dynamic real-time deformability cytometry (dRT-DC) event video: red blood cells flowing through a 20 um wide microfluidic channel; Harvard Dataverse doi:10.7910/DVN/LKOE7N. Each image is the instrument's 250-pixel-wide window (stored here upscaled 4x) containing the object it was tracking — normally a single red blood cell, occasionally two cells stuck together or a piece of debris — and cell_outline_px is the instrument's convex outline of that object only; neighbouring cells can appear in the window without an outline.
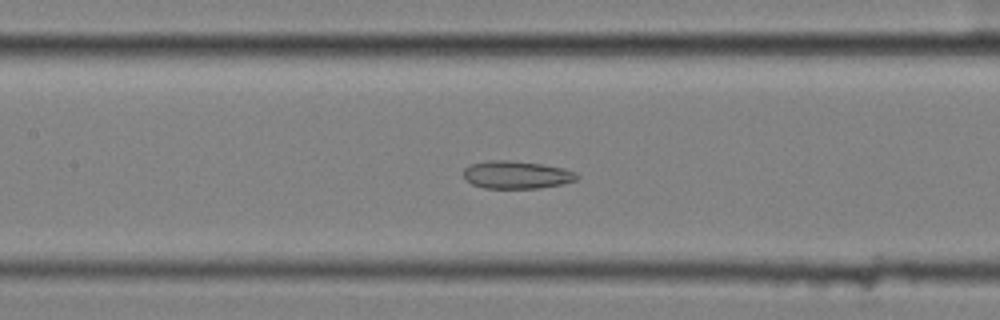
{"species": "common noctule bat (a hibernating species)", "species_latin": "Nyctalus noctula", "temperature_condition": "cold", "stored_images_in_passage": 26, "camera_frame_rate_fps": 3000, "um_per_image_px": 0.085, "animal": {"sex": "female", "body_mass_g": 25.1}, "frame": {"image": 1, "passage_image": 26, "time_ms": 8.333, "image_size_px": [1000, 320], "cell_outline_px": [[580, 176], [576, 180], [564, 184], [540, 188], [484, 188], [472, 184], [464, 176], [464, 168], [472, 164], [488, 160], [508, 160], [540, 164], [564, 168], [576, 172]], "centroid_in_image_um": [43.95, 14.86], "position_along_channel_um": 163.5, "area_um2": 18.32}}